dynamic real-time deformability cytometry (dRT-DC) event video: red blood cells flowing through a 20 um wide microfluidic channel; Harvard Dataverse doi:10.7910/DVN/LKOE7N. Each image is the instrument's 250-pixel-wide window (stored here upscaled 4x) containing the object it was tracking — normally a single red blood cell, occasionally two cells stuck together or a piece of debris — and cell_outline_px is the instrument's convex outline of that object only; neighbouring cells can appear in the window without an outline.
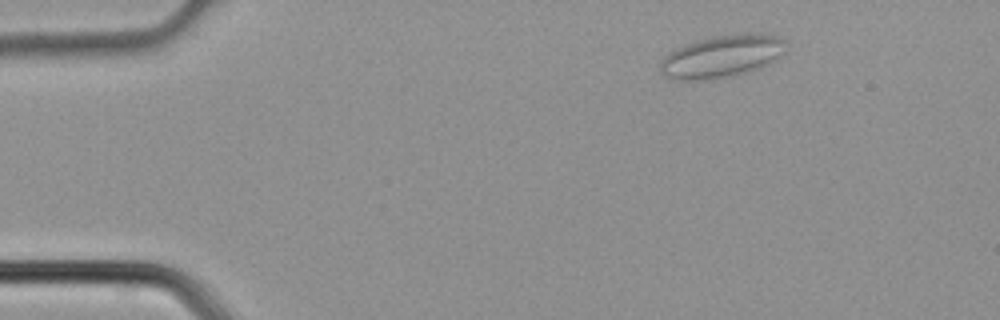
{"species": "common noctule bat (a hibernating species)", "species_latin": "Nyctalus noctula", "temperature_condition": "cold", "stored_images_in_passage": 2, "camera_frame_rate_fps": 3000, "um_per_image_px": 0.085, "animal": {"sex": "male", "body_mass_g": 21.5, "forearm_length_mm": 52.0}, "frame": {"image": 1, "passage_image": 1, "time_ms": 0.0, "image_size_px": [1000, 320], "cell_outline_px": [[784, 40], [780, 56], [776, 60], [760, 68], [728, 76], [704, 80], [672, 80], [664, 76], [660, 72], [660, 60], [668, 52], [684, 44], [696, 40], [712, 36], [748, 32], [760, 32], [776, 36]], "centroid_in_image_um": [61.29, 4.78], "position_along_channel_um": 23.7, "area_um2": 31.21}}